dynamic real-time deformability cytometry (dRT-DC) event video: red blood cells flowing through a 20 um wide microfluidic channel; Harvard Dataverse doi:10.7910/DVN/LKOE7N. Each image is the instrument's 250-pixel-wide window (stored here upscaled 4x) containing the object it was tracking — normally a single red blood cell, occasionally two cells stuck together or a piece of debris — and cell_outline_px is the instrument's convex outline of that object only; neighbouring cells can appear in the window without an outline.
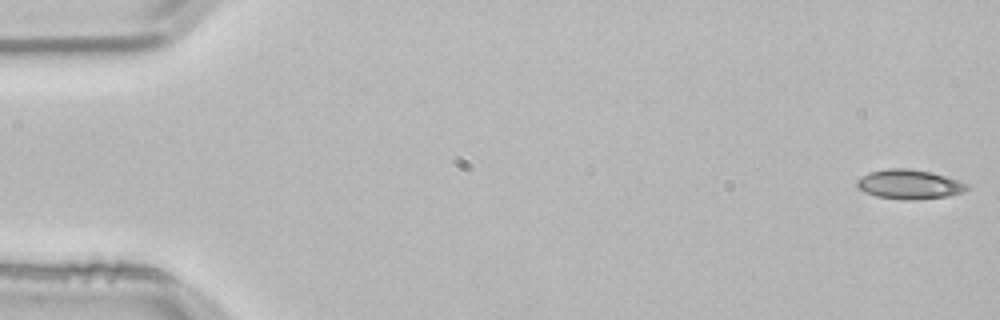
{"species": "common noctule bat (a hibernating species)", "species_latin": "Nyctalus noctula", "temperature_condition": "room temperature", "stored_images_in_passage": 53, "camera_frame_rate_fps": 3000, "um_per_image_px": 0.085, "animal": {"sex": "male", "body_mass_g": 21.5, "forearm_length_mm": 52.0}, "frame": {"image": 1, "passage_image": 1, "time_ms": 0.0, "image_size_px": [1000, 320], "cell_outline_px": [[972, 188], [964, 192], [948, 196], [912, 200], [904, 200], [876, 196], [864, 192], [856, 184], [856, 180], [868, 172], [888, 168], [908, 168], [932, 172], [968, 184]], "centroid_in_image_um": [77.3, 15.67], "position_along_channel_um": 7.7, "area_um2": 18.96}}
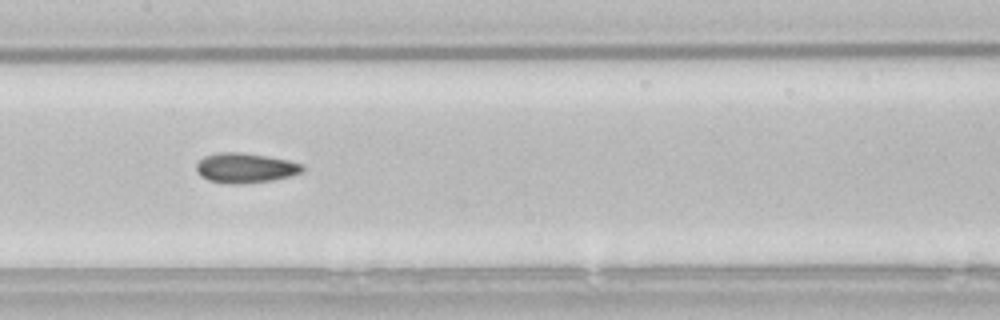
{"frame": {"image": 2, "passage_image": 26, "time_ms": 8.333, "image_size_px": [1000, 320], "cell_outline_px": [[304, 172], [272, 180], [240, 184], [228, 184], [208, 180], [200, 176], [196, 172], [196, 164], [204, 156], [220, 152], [244, 152], [288, 160], [300, 164], [304, 168]], "centroid_in_image_um": [20.81, 14.27], "position_along_channel_um": 186.6, "area_um2": 18.5}}
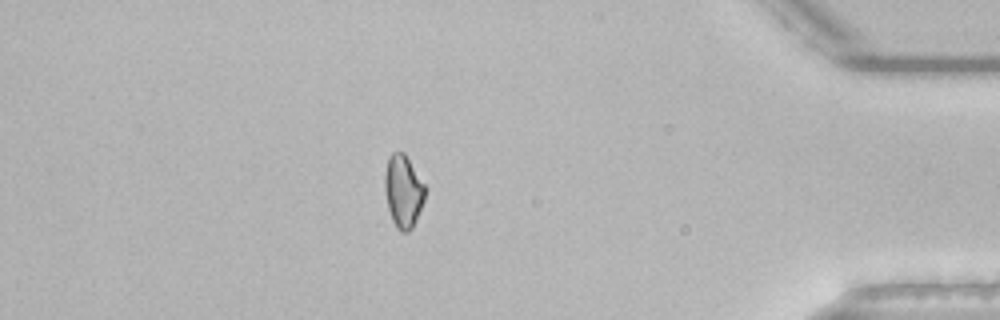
{"frame": {"image": 3, "passage_image": 46, "time_ms": 15.0, "image_size_px": [1000, 320], "cell_outline_px": [[428, 188], [424, 200], [416, 220], [412, 228], [408, 232], [400, 232], [396, 228], [392, 220], [388, 208], [384, 188], [384, 176], [388, 156], [392, 152], [404, 152]], "centroid_in_image_um": [34.29, 16.25], "position_along_channel_um": 400.9, "area_um2": 17.4}, "authors_computed_cell_mechanics": {"area_um2": 17.918, "velocity_mm_per_s": 3.8428, "shape_relaxation_time_tau1_ms": null, "shape_relaxation_time_tau2_ms": 4.4887, "deformation_change_tau1": null, "deformation_change_tau2": 0.0887}}